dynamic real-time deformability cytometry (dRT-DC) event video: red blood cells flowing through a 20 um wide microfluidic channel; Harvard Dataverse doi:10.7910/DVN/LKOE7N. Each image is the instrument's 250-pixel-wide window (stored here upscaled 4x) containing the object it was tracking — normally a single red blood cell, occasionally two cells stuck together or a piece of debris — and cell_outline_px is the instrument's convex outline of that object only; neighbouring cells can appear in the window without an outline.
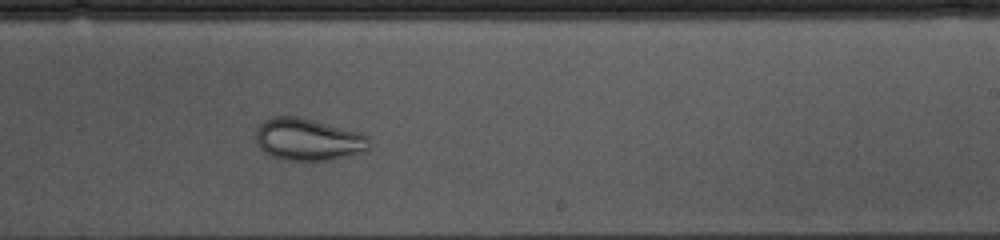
{"species": "common noctule bat (a hibernating species)", "species_latin": "Nyctalus noctula", "temperature_condition": "cold", "stored_images_in_passage": 52, "camera_frame_rate_fps": 3000, "um_per_image_px": 0.085, "animal": {"sex": "female", "body_mass_g": 10.0, "forearm_length_mm": 53.1}, "frame": {"image": 1, "passage_image": 30, "time_ms": 9.667, "image_size_px": [1000, 240], "cell_outline_px": [[368, 148], [364, 152], [328, 160], [280, 160], [264, 152], [256, 144], [256, 128], [264, 120], [272, 116], [296, 116], [360, 132], [368, 136]], "centroid_in_image_um": [26.14, 11.85], "position_along_channel_um": 262.9, "area_um2": 27.8}}
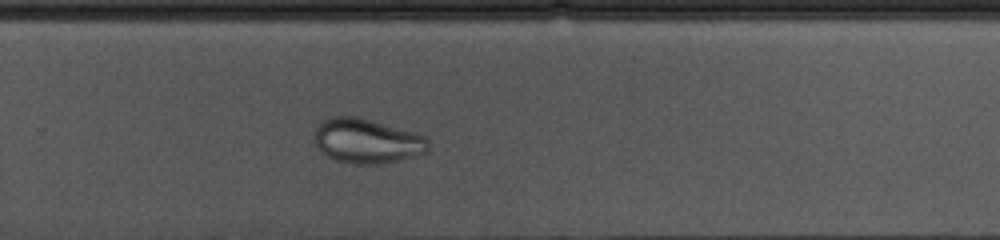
{"frame": {"image": 2, "passage_image": 33, "time_ms": 10.667, "image_size_px": [1000, 240], "cell_outline_px": [[428, 152], [380, 164], [352, 164], [332, 160], [316, 144], [316, 124], [320, 120], [332, 116], [360, 116], [416, 132], [424, 136], [428, 140]], "centroid_in_image_um": [31.18, 11.96], "position_along_channel_um": 298.6, "area_um2": 29.82}}
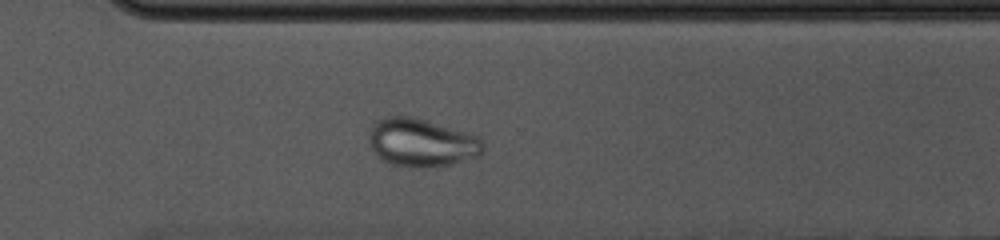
{"frame": {"image": 3, "passage_image": 36, "time_ms": 11.667, "image_size_px": [1000, 240], "cell_outline_px": [[484, 152], [480, 156], [452, 164], [428, 168], [392, 164], [384, 160], [368, 144], [368, 132], [372, 124], [376, 120], [384, 116], [412, 116], [480, 136], [484, 144]], "centroid_in_image_um": [35.85, 12.11], "position_along_channel_um": 334.7, "area_um2": 32.25}}